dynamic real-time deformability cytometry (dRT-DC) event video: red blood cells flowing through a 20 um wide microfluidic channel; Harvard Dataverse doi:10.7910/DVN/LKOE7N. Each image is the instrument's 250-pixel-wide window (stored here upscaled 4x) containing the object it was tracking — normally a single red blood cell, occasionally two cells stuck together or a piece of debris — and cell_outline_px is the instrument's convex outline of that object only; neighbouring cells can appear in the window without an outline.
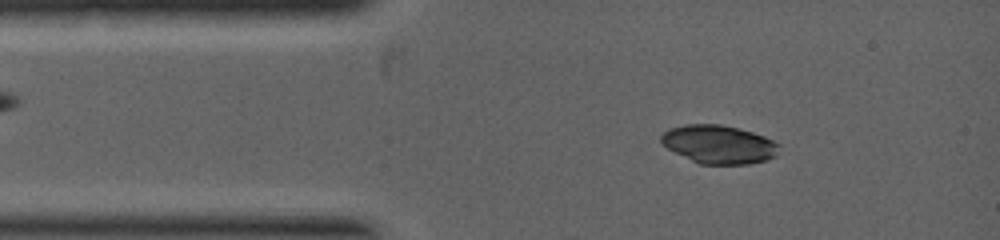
{"species": "common noctule bat (a hibernating species)", "species_latin": "Nyctalus noctula", "temperature_condition": "warm", "stored_images_in_passage": 21, "camera_frame_rate_fps": 5000, "um_per_image_px": 0.085, "animal": {"sex": "female", "body_mass_g": 19.0, "forearm_length_mm": 53.3}, "frame": {"image": 1, "passage_image": 4, "time_ms": 0.6, "image_size_px": [1000, 240], "cell_outline_px": [[780, 144], [776, 156], [764, 160], [748, 164], [700, 164], [668, 148], [660, 140], [660, 136], [668, 128], [684, 124], [720, 124], [752, 132], [764, 136]], "centroid_in_image_um": [61.1, 12.26], "position_along_channel_um": 23.9, "area_um2": 26.18}}
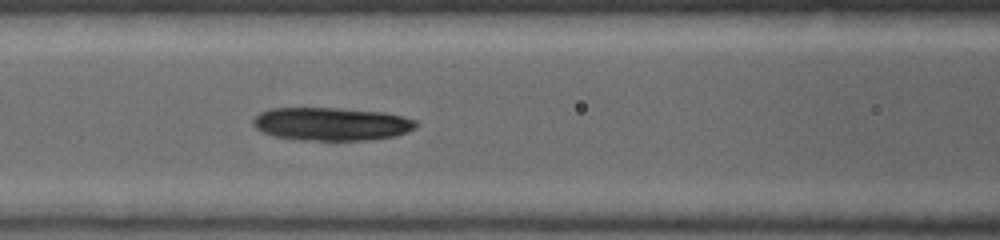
{"frame": {"image": 2, "passage_image": 14, "time_ms": 2.6, "image_size_px": [1000, 240], "cell_outline_px": [[416, 128], [392, 136], [368, 140], [300, 140], [272, 136], [256, 128], [252, 124], [252, 120], [260, 112], [268, 108], [340, 108], [384, 112], [416, 120]], "centroid_in_image_um": [28.11, 10.53], "position_along_channel_um": 138.5, "area_um2": 31.39}}
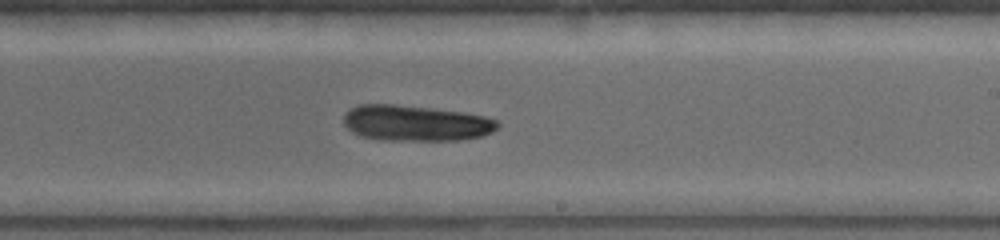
{"frame": {"image": 3, "passage_image": 21, "time_ms": 4.2, "image_size_px": [1000, 240], "cell_outline_px": [[500, 124], [492, 132], [484, 136], [464, 140], [384, 140], [364, 136], [352, 132], [344, 124], [344, 116], [352, 108], [360, 104], [392, 104], [432, 108], [464, 112], [484, 116], [500, 120]], "centroid_in_image_um": [35.41, 10.47], "position_along_channel_um": 253.6, "area_um2": 32.14}}